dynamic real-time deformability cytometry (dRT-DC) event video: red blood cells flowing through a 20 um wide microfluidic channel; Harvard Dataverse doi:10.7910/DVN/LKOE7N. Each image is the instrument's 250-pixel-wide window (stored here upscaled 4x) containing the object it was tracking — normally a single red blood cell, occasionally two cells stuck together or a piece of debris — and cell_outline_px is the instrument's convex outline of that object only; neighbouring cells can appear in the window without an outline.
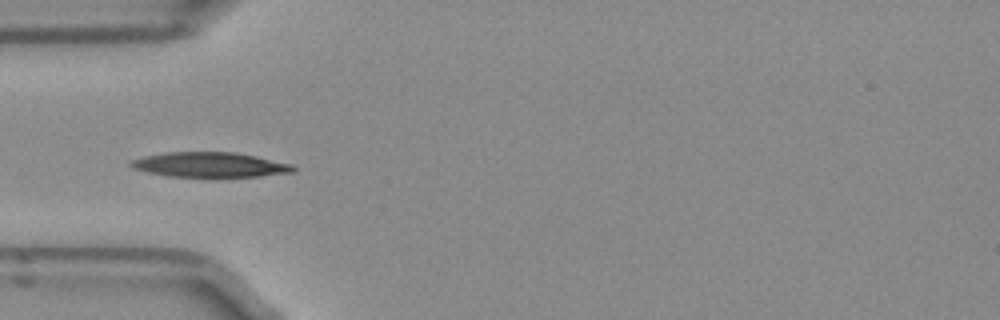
{"species": "Egyptian fruit bat (a non-hibernating species)", "species_latin": "Rousettus aegyptiacus", "temperature_condition": "room temperature", "stored_images_in_passage": 36, "camera_frame_rate_fps": 3000, "um_per_image_px": 0.085, "frame": {"image": 1, "passage_image": 1, "time_ms": 0.0, "image_size_px": [1000, 320], "cell_outline_px": [[296, 172], [260, 176], [168, 176], [148, 172], [132, 168], [128, 164], [132, 160], [144, 156], [164, 152], [236, 152], [256, 156], [292, 164], [296, 168]], "centroid_in_image_um": [17.86, 13.99], "position_along_channel_um": 67.1, "area_um2": 23.47}}
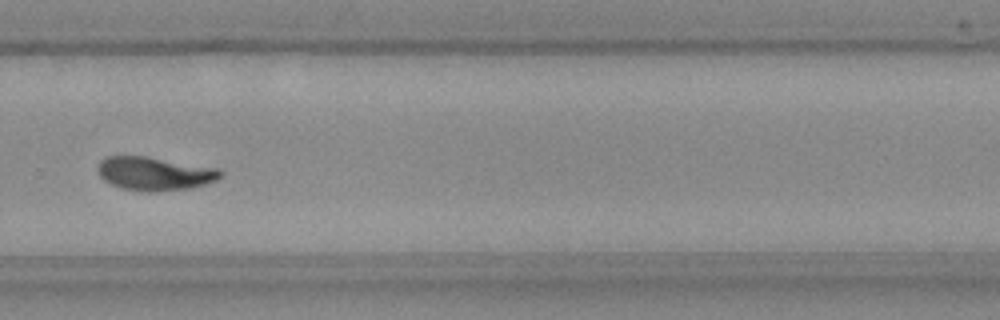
{"frame": {"image": 2, "passage_image": 20, "time_ms": 6.333, "image_size_px": [1000, 320], "cell_outline_px": [[224, 172], [216, 180], [204, 184], [188, 188], [152, 192], [148, 192], [120, 188], [104, 180], [100, 176], [96, 168], [100, 160], [108, 156], [144, 156], [216, 168]], "centroid_in_image_um": [13.09, 14.75], "position_along_channel_um": 316.7, "area_um2": 23.7}}
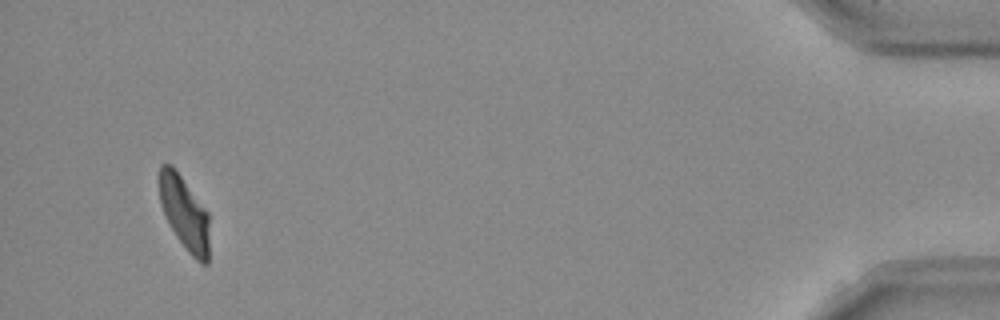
{"frame": {"image": 3, "passage_image": 34, "time_ms": 11.0, "image_size_px": [1000, 320], "cell_outline_px": [[208, 264], [200, 264], [188, 252], [176, 236], [160, 204], [160, 164], [172, 164], [208, 212]], "centroid_in_image_um": [15.69, 18.12], "position_along_channel_um": 419.5, "area_um2": 21.1}, "authors_computed_cell_mechanics": {"area_um2": 23.3223, "velocity_mm_per_s": 3.9453, "shape_relaxation_time_tau1_ms": 3.232, "shape_relaxation_time_tau2_ms": 2.6323, "deformation_change_tau1": 0.1593, "deformation_change_tau2": 0.0885}}